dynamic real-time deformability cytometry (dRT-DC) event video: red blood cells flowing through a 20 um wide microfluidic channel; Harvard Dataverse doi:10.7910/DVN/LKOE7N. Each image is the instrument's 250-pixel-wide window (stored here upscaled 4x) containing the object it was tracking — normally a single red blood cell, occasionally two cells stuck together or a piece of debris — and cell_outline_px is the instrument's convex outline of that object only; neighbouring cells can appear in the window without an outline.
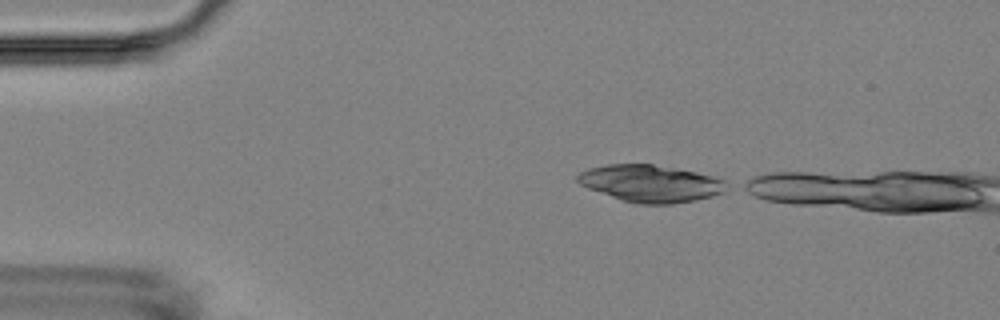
{"species": "Egyptian fruit bat (a non-hibernating species)", "species_latin": "Rousettus aegyptiacus", "temperature_condition": "room temperature", "stored_images_in_passage": 2, "camera_frame_rate_fps": 3000, "um_per_image_px": 0.085, "animal": {"sex": "female"}, "frame": {"image": 1, "passage_image": 1, "time_ms": 0.0, "image_size_px": [1000, 320], "cell_outline_px": [[732, 188], [724, 192], [712, 196], [696, 200], [672, 204], [640, 204], [624, 200], [588, 188], [580, 184], [576, 180], [576, 176], [580, 172], [588, 168], [604, 164], [652, 164], [696, 172], [712, 176], [724, 180], [732, 184]], "centroid_in_image_um": [55.35, 15.59], "position_along_channel_um": 29.6, "area_um2": 32.31}}